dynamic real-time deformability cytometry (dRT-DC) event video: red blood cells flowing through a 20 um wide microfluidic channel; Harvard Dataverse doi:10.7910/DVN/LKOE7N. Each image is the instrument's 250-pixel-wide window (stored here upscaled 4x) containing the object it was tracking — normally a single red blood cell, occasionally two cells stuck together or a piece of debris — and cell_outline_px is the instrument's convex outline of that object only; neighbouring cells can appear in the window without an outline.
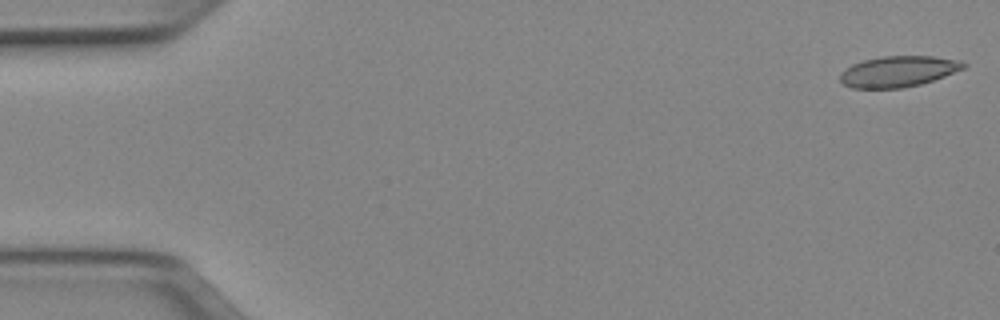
{"species": "Egyptian fruit bat (a non-hibernating species)", "species_latin": "Rousettus aegyptiacus", "temperature_condition": "cold", "stored_images_in_passage": 50, "camera_frame_rate_fps": 3000, "um_per_image_px": 0.085, "animal": {"sex": "female"}, "frame": {"image": 1, "passage_image": 1, "time_ms": 0.0, "image_size_px": [1000, 320], "cell_outline_px": [[968, 64], [964, 68], [944, 76], [920, 84], [904, 88], [852, 88], [844, 84], [840, 80], [840, 72], [852, 64], [864, 60], [884, 56], [932, 56], [960, 60]], "centroid_in_image_um": [76.35, 6.07], "position_along_channel_um": 8.7, "area_um2": 22.14}}
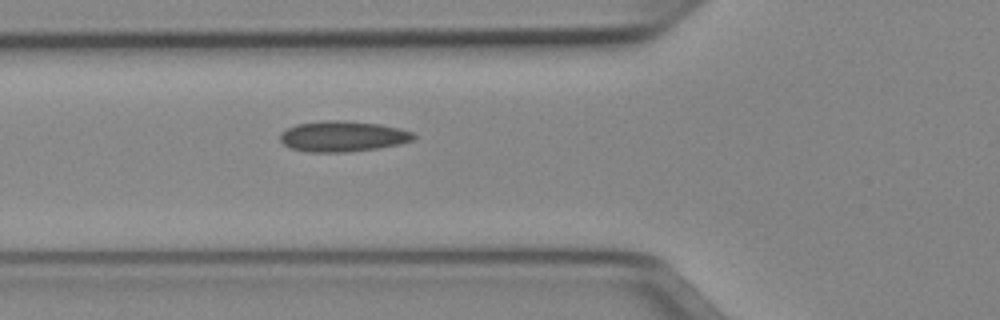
{"frame": {"image": 2, "passage_image": 18, "time_ms": 5.667, "image_size_px": [1000, 320], "cell_outline_px": [[416, 136], [412, 140], [400, 144], [376, 148], [344, 152], [308, 152], [292, 148], [284, 144], [280, 140], [280, 132], [296, 124], [324, 120], [340, 120], [380, 124], [400, 128], [412, 132]], "centroid_in_image_um": [29.12, 11.58], "position_along_channel_um": 96.7, "area_um2": 23.76}}
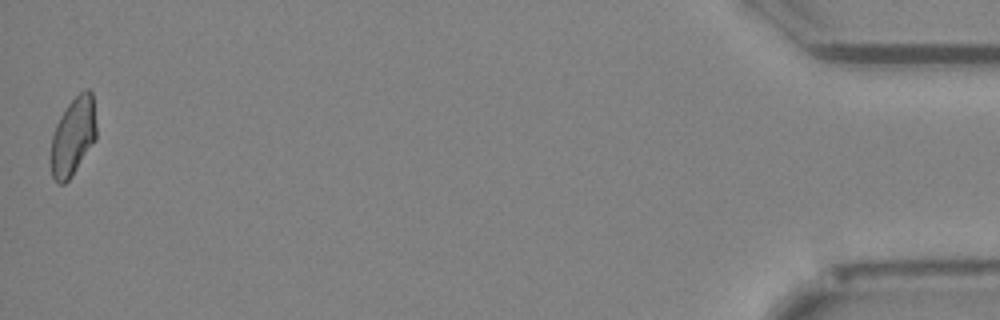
{"frame": {"image": 3, "passage_image": 50, "time_ms": 16.333, "image_size_px": [1000, 320], "cell_outline_px": [[96, 140], [72, 176], [64, 184], [60, 184], [52, 176], [52, 136], [56, 124], [60, 116], [68, 104], [84, 88], [88, 88], [92, 92], [96, 124]], "centroid_in_image_um": [6.24, 11.57], "position_along_channel_um": 429.0, "area_um2": 20.58}, "authors_computed_cell_mechanics": {"area_um2": 22.2819, "velocity_mm_per_s": 3.9955, "shape_relaxation_time_tau1_ms": null, "shape_relaxation_time_tau2_ms": 4.1117, "deformation_change_tau1": null, "deformation_change_tau2": 0.0952}}